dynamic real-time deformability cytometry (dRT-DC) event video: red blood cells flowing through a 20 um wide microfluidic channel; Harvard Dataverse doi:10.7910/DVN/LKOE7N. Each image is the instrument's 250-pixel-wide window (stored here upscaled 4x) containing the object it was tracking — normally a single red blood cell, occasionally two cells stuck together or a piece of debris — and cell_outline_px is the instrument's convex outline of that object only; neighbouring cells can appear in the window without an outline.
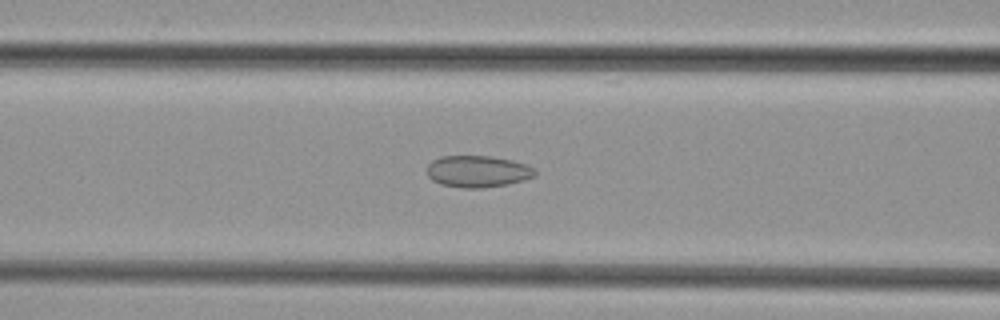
{"species": "common noctule bat (a hibernating species)", "species_latin": "Nyctalus noctula", "temperature_condition": "cold", "stored_images_in_passage": 38, "camera_frame_rate_fps": 3000, "um_per_image_px": 0.085, "animal": {"sex": "female", "body_mass_g": 29.2, "forearm_length_mm": 56.3}, "frame": {"image": 1, "passage_image": 20, "time_ms": 6.333, "image_size_px": [1000, 320], "cell_outline_px": [[536, 176], [524, 180], [508, 184], [480, 188], [460, 188], [440, 184], [432, 180], [428, 176], [428, 164], [432, 160], [440, 156], [492, 156], [512, 160], [528, 164], [536, 168]], "centroid_in_image_um": [40.63, 14.57], "position_along_channel_um": 126.0, "area_um2": 20.23}}
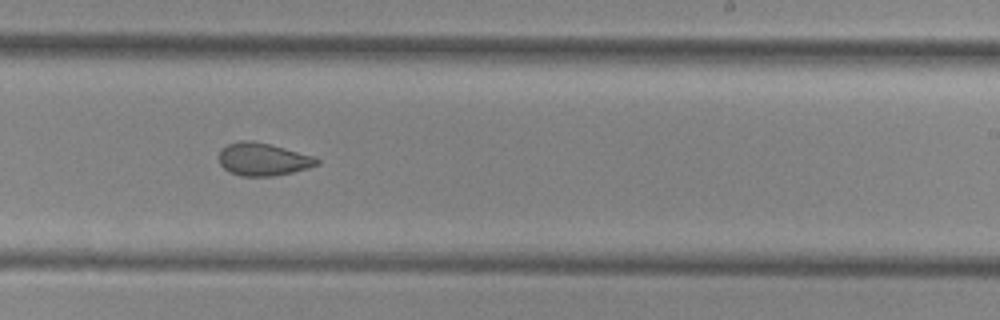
{"frame": {"image": 2, "passage_image": 30, "time_ms": 9.667, "image_size_px": [1000, 320], "cell_outline_px": [[320, 164], [308, 168], [292, 172], [272, 176], [240, 176], [224, 168], [220, 164], [220, 148], [228, 144], [240, 140], [252, 140], [316, 156], [320, 160]], "centroid_in_image_um": [22.38, 13.53], "position_along_channel_um": 266.6, "area_um2": 18.67}}
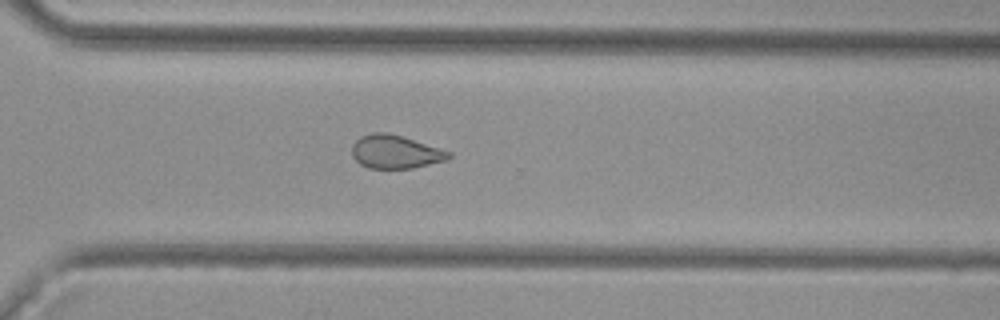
{"frame": {"image": 3, "passage_image": 35, "time_ms": 11.333, "image_size_px": [1000, 320], "cell_outline_px": [[452, 156], [448, 160], [412, 168], [368, 168], [360, 164], [352, 156], [352, 144], [360, 136], [372, 132], [384, 132], [400, 136], [452, 152]], "centroid_in_image_um": [33.59, 12.91], "position_along_channel_um": 337.0, "area_um2": 18.73}}